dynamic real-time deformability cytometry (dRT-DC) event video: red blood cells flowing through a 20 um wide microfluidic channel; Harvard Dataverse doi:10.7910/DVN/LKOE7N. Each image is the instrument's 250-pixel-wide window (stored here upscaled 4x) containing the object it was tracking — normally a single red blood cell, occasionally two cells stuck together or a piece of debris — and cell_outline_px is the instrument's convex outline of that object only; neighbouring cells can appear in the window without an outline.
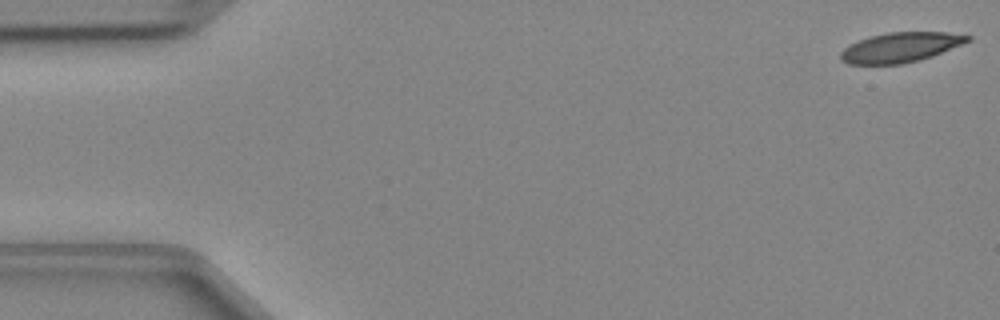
{"species": "Egyptian fruit bat (a non-hibernating species)", "species_latin": "Rousettus aegyptiacus", "temperature_condition": "cold", "stored_images_in_passage": 47, "camera_frame_rate_fps": 3000, "um_per_image_px": 0.085, "animal": {"sex": "female"}, "frame": {"image": 1, "passage_image": 1, "time_ms": 0.0, "image_size_px": [1000, 320], "cell_outline_px": [[972, 40], [932, 56], [920, 60], [904, 64], [848, 64], [840, 60], [840, 52], [848, 44], [868, 36], [888, 32], [948, 32], [972, 36]], "centroid_in_image_um": [76.52, 4.02], "position_along_channel_um": 8.5, "area_um2": 22.31}}
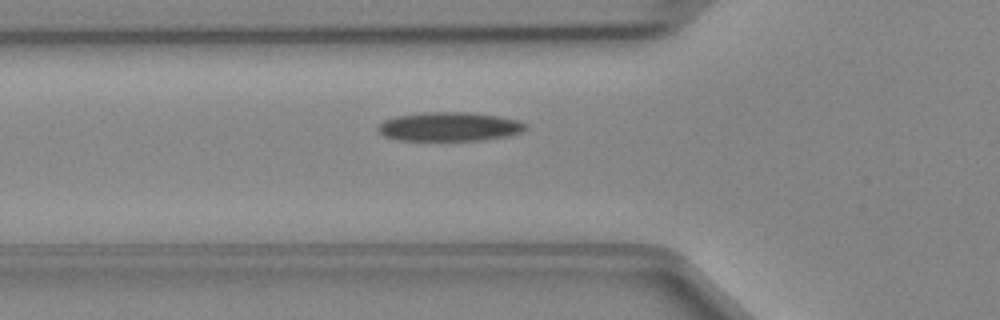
{"frame": {"image": 2, "passage_image": 16, "time_ms": 5.0, "image_size_px": [1000, 320], "cell_outline_px": [[528, 128], [524, 132], [508, 136], [484, 140], [396, 140], [384, 136], [376, 128], [384, 120], [396, 116], [424, 112], [468, 112], [496, 116], [516, 120], [528, 124]], "centroid_in_image_um": [38.22, 10.77], "position_along_channel_um": 87.6, "area_um2": 25.03}}
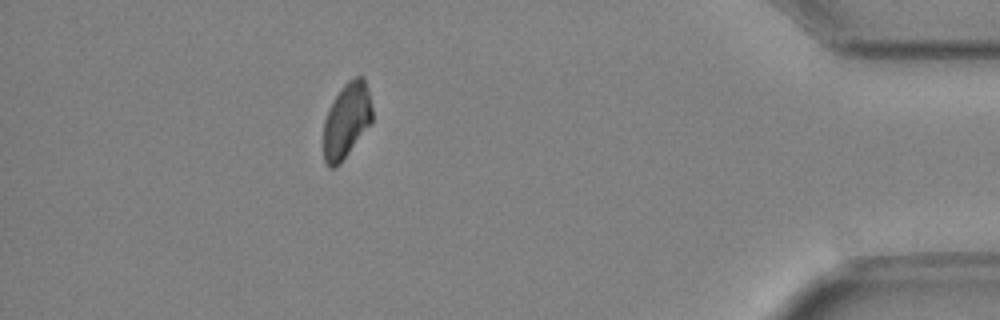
{"frame": {"image": 3, "passage_image": 42, "time_ms": 13.667, "image_size_px": [1000, 320], "cell_outline_px": [[372, 124], [340, 164], [336, 168], [328, 168], [324, 160], [324, 120], [336, 96], [344, 84], [348, 80], [356, 76], [364, 76], [372, 108]], "centroid_in_image_um": [29.47, 10.28], "position_along_channel_um": 405.7, "area_um2": 21.39}}